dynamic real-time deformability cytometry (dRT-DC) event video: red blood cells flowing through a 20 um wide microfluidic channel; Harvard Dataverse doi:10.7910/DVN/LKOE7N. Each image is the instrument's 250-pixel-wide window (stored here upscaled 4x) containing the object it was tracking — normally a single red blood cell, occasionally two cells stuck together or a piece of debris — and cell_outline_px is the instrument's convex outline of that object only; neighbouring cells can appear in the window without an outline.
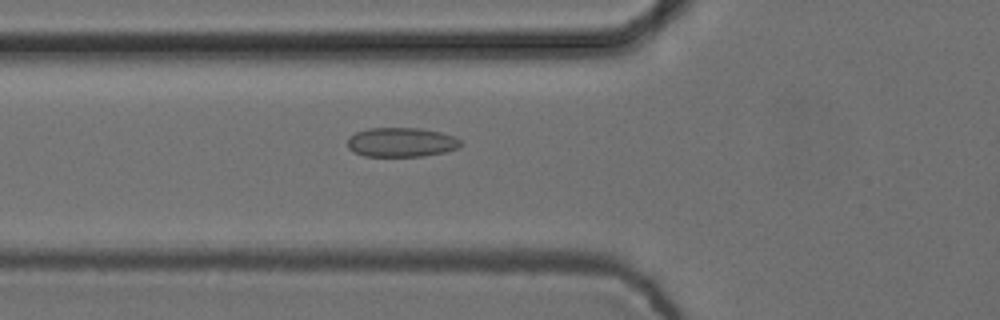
{"species": "common noctule bat (a hibernating species)", "species_latin": "Nyctalus noctula", "temperature_condition": "cold", "stored_images_in_passage": 55, "camera_frame_rate_fps": 3000, "um_per_image_px": 0.085, "animal": {"sex": "female", "body_mass_g": 24.6, "forearm_length_mm": 56.2}, "frame": {"image": 1, "passage_image": 20, "time_ms": 6.333, "image_size_px": [1000, 320], "cell_outline_px": [[464, 144], [460, 148], [444, 152], [424, 156], [364, 156], [348, 148], [348, 136], [356, 132], [368, 128], [420, 128], [440, 132], [452, 136], [460, 140]], "centroid_in_image_um": [34.13, 12.09], "position_along_channel_um": 91.7, "area_um2": 19.42}}
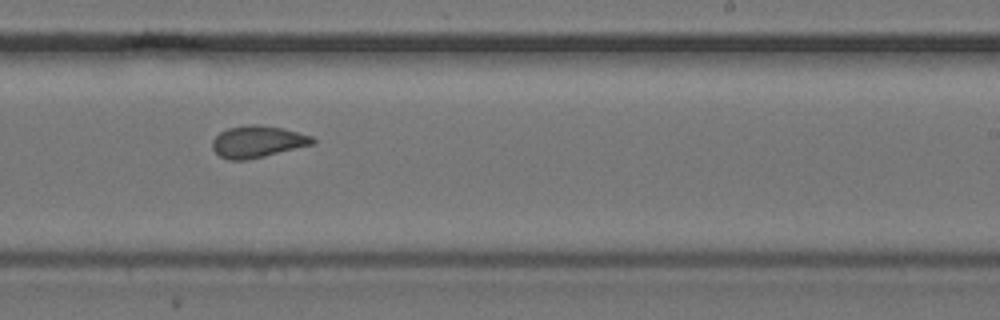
{"frame": {"image": 2, "passage_image": 34, "time_ms": 11.0, "image_size_px": [1000, 320], "cell_outline_px": [[316, 144], [248, 160], [228, 160], [220, 156], [212, 148], [212, 140], [220, 132], [228, 128], [244, 124], [260, 124], [280, 128], [312, 136], [316, 140]], "centroid_in_image_um": [21.89, 12.04], "position_along_channel_um": 267.1, "area_um2": 18.73}}
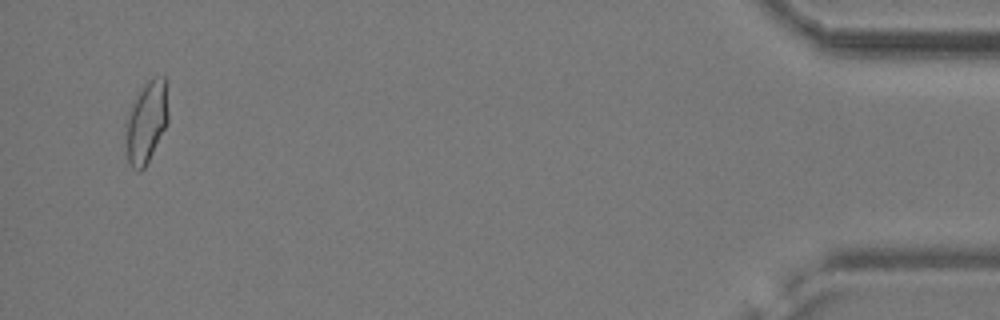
{"frame": {"image": 3, "passage_image": 53, "time_ms": 17.333, "image_size_px": [1000, 320], "cell_outline_px": [[168, 124], [144, 168], [140, 172], [136, 172], [132, 168], [128, 160], [124, 140], [124, 120], [136, 96], [144, 84], [148, 80], [156, 76], [164, 76], [168, 112]], "centroid_in_image_um": [12.4, 10.41], "position_along_channel_um": 422.8, "area_um2": 20.63}, "authors_computed_cell_mechanics": {"area_um2": 19.1896, "velocity_mm_per_s": 3.7512, "shape_relaxation_time_tau1_ms": null, "shape_relaxation_time_tau2_ms": 1.3051, "deformation_change_tau1": null, "deformation_change_tau2": 0.061}}